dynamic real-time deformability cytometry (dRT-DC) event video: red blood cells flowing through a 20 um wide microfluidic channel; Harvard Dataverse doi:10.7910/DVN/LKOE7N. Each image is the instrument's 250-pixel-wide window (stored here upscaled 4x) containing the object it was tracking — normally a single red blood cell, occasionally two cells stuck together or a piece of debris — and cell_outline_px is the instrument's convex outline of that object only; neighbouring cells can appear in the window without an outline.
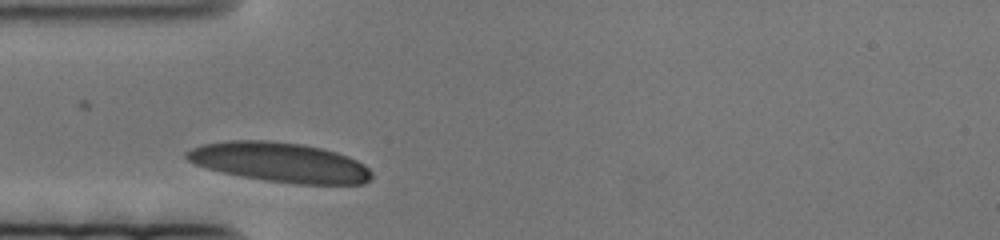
{"species": "human", "species_latin": "Homo sapiens", "temperature_condition": "cold", "stored_images_in_passage": 41, "camera_frame_rate_fps": 3000, "um_per_image_px": 0.085, "donor": {"sex": "female"}, "frame": {"image": 1, "passage_image": 1, "time_ms": 0.0, "image_size_px": [1000, 240], "cell_outline_px": [[372, 176], [364, 184], [296, 184], [240, 176], [208, 168], [196, 164], [188, 160], [184, 156], [184, 152], [200, 144], [228, 140], [268, 140], [304, 144], [336, 152], [348, 156], [364, 164], [372, 172]], "centroid_in_image_um": [23.78, 13.78], "position_along_channel_um": 61.2, "area_um2": 42.71}}
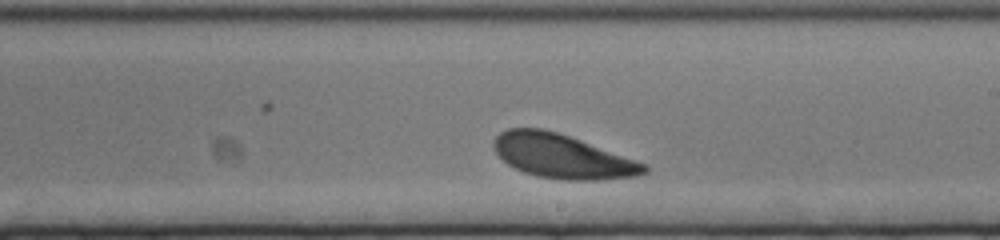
{"frame": {"image": 2, "passage_image": 24, "time_ms": 7.667, "image_size_px": [1000, 240], "cell_outline_px": [[648, 172], [636, 176], [600, 180], [560, 180], [536, 176], [524, 172], [508, 164], [492, 148], [492, 140], [500, 132], [508, 128], [544, 128], [580, 140], [648, 164]], "centroid_in_image_um": [47.78, 13.29], "position_along_channel_um": 241.2, "area_um2": 38.61}}
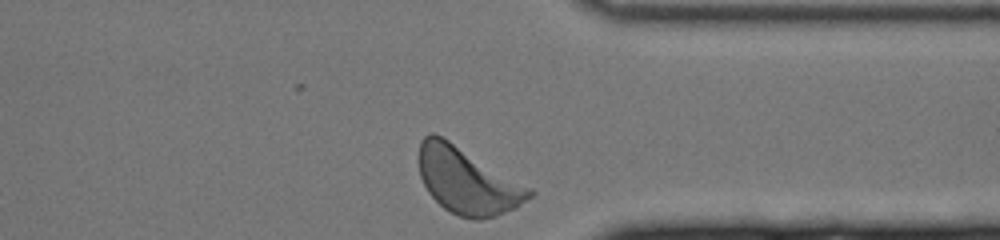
{"frame": {"image": 3, "passage_image": 41, "time_ms": 13.333, "image_size_px": [1000, 240], "cell_outline_px": [[536, 192], [532, 196], [516, 208], [496, 216], [480, 220], [472, 220], [460, 216], [444, 208], [428, 192], [420, 176], [416, 160], [420, 140], [424, 136], [432, 132], [448, 140], [532, 188]], "centroid_in_image_um": [39.7, 15.37], "position_along_channel_um": 371.7, "area_um2": 42.71}}